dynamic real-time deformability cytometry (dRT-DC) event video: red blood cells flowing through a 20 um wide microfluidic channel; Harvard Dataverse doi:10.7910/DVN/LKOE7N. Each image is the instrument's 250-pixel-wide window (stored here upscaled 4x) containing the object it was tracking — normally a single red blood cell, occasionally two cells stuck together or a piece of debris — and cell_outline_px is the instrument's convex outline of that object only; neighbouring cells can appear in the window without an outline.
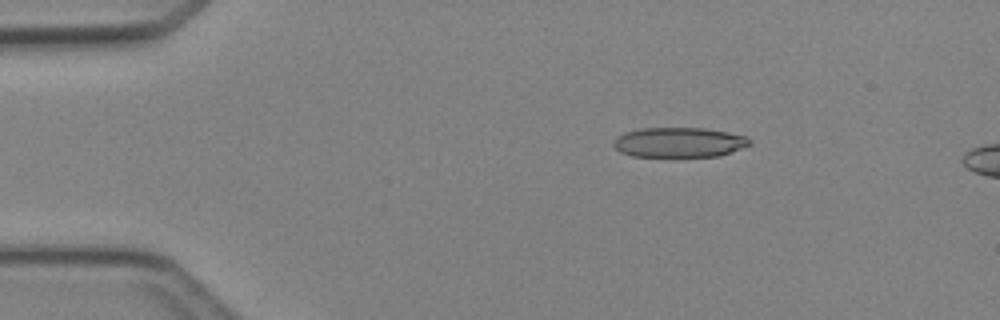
{"species": "Egyptian fruit bat (a non-hibernating species)", "species_latin": "Rousettus aegyptiacus", "temperature_condition": "cold", "stored_images_in_passage": 2, "camera_frame_rate_fps": 3000, "um_per_image_px": 0.085, "animal": {"sex": "female"}, "frame": {"image": 1, "passage_image": 1, "time_ms": 0.0, "image_size_px": [1000, 320], "cell_outline_px": [[752, 144], [720, 156], [632, 156], [620, 152], [612, 144], [616, 136], [624, 132], [640, 128], [704, 128], [728, 132], [744, 136], [752, 140]], "centroid_in_image_um": [57.71, 12.09], "position_along_channel_um": 27.3, "area_um2": 23.76}}